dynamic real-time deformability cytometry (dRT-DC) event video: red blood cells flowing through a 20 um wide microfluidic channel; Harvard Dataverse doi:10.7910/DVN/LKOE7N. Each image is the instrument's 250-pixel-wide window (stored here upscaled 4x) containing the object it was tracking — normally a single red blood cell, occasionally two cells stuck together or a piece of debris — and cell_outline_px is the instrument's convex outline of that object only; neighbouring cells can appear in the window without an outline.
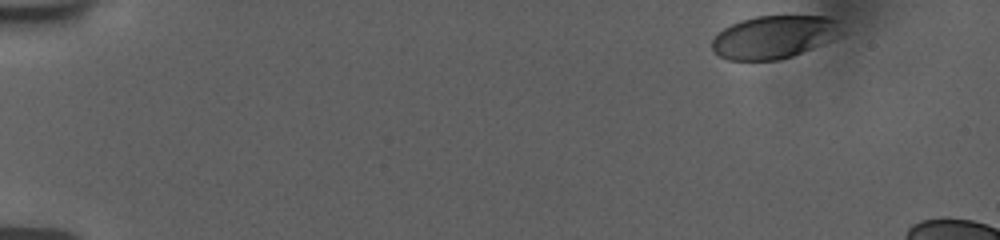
{"species": "human", "species_latin": "Homo sapiens", "temperature_condition": "room temperature", "stored_images_in_passage": 8, "segment_of_instrument_passage": [1, 2], "camera_frame_rate_fps": 3000, "um_per_image_px": 0.085, "donor": {"sex": "female"}, "frame": {"image": 1, "passage_image": 1, "time_ms": 0.0, "image_size_px": [1000, 240], "cell_outline_px": [[844, 32], [840, 36], [832, 40], [792, 56], [776, 60], [728, 60], [720, 56], [712, 48], [712, 40], [724, 28], [740, 20], [756, 16], [824, 16], [840, 20]], "centroid_in_image_um": [65.85, 3.13], "position_along_channel_um": 19.2, "area_um2": 32.43}}